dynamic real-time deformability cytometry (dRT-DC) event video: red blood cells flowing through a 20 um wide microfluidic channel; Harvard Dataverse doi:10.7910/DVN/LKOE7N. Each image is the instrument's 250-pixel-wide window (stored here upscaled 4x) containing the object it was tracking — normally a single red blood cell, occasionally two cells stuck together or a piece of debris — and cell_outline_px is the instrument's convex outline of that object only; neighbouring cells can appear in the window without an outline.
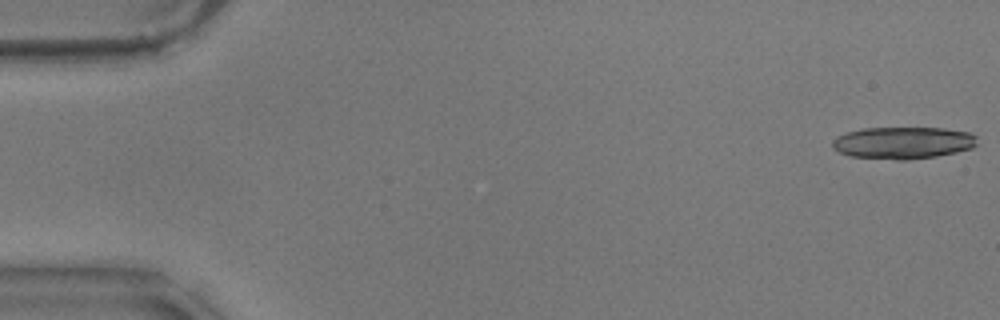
{"species": "common noctule bat (a hibernating species)", "species_latin": "Nyctalus noctula", "temperature_condition": "warm", "stored_images_in_passage": 20, "camera_frame_rate_fps": 3000, "um_per_image_px": 0.085, "animal": {"sex": "male", "body_mass_g": 17.9}, "frame": {"image": 1, "passage_image": 1, "time_ms": 0.0, "image_size_px": [1000, 320], "cell_outline_px": [[976, 144], [972, 148], [956, 152], [936, 156], [908, 160], [896, 160], [852, 156], [840, 152], [832, 148], [832, 140], [836, 136], [848, 132], [864, 128], [944, 128], [968, 132], [976, 136]], "centroid_in_image_um": [76.75, 12.14], "position_along_channel_um": 8.3, "area_um2": 26.99}}